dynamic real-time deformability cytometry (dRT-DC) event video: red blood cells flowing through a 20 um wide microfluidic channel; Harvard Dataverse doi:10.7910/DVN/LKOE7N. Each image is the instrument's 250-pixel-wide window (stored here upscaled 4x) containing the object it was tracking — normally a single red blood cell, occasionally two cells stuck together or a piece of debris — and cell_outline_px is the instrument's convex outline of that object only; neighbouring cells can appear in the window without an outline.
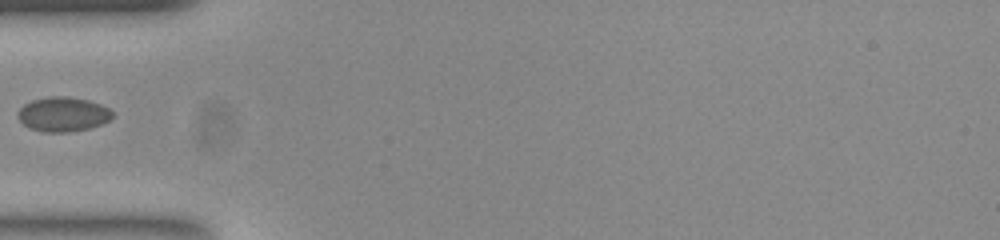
{"species": "common noctule bat (a hibernating species)", "species_latin": "Nyctalus noctula", "temperature_condition": "room temperature", "stored_images_in_passage": 36, "camera_frame_rate_fps": 3000, "um_per_image_px": 0.085, "animal": {"sex": "female", "body_mass_g": 23.0, "forearm_length_mm": 53.4}, "frame": {"image": 1, "passage_image": 1, "time_ms": 0.0, "image_size_px": [1000, 240], "cell_outline_px": [[112, 116], [108, 120], [100, 124], [88, 128], [64, 132], [48, 132], [32, 128], [24, 124], [16, 116], [16, 112], [24, 104], [32, 100], [48, 96], [68, 96], [88, 100], [100, 104], [108, 108], [112, 112]], "centroid_in_image_um": [5.32, 9.69], "position_along_channel_um": 79.7, "area_um2": 18.79}}